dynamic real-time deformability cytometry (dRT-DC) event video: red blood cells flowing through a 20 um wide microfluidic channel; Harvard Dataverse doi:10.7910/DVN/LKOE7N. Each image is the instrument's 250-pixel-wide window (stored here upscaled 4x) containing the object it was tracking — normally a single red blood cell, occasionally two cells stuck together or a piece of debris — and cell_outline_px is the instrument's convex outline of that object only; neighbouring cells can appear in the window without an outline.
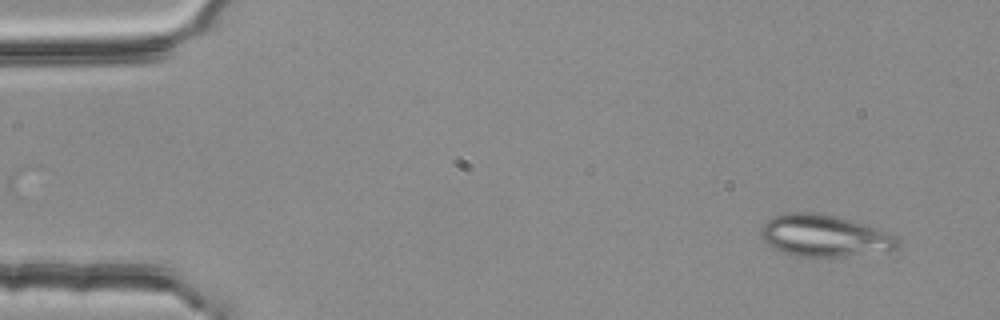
{"species": "common noctule bat (a hibernating species)", "species_latin": "Nyctalus noctula", "temperature_condition": "room temperature", "stored_images_in_passage": 3, "camera_frame_rate_fps": 3000, "um_per_image_px": 0.085, "animal": {"sex": "female", "body_mass_g": 25.1}, "frame": {"image": 1, "passage_image": 1, "time_ms": 0.0, "image_size_px": [1000, 320], "cell_outline_px": [[900, 244], [896, 248], [888, 252], [844, 256], [796, 256], [772, 248], [760, 236], [760, 228], [772, 216], [784, 212], [812, 212], [836, 216], [876, 228], [896, 236], [900, 240]], "centroid_in_image_um": [70.07, 20.04], "position_along_channel_um": 14.9, "area_um2": 33.41}}